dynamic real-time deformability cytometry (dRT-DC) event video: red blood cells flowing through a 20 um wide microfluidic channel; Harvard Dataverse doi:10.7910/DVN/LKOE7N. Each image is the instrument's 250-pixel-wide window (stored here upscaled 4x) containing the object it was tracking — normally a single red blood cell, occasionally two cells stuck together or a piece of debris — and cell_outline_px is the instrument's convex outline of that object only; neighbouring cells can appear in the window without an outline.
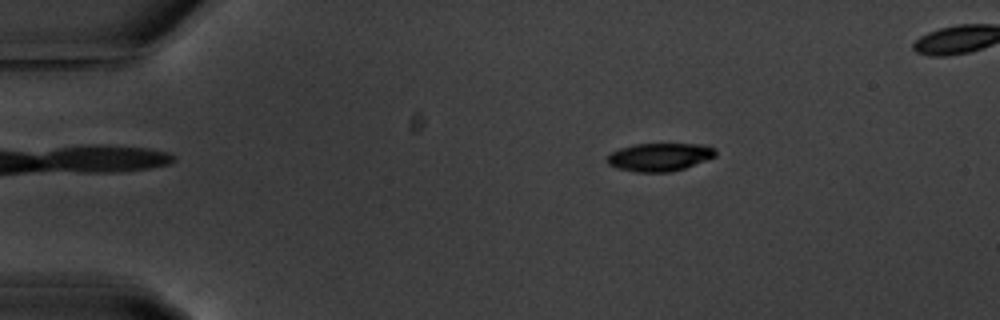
{"species": "common noctule bat (a hibernating species)", "species_latin": "Nyctalus noctula", "temperature_condition": "warm", "stored_images_in_passage": 5, "segment_of_instrument_passage": [1, 2], "camera_frame_rate_fps": 3000, "um_per_image_px": 0.085, "animal": {"sex": "male", "body_mass_g": 20.1, "forearm_length_mm": 53.5}, "frame": {"image": 1, "passage_image": 2, "time_ms": 1.333, "image_size_px": [1000, 320], "cell_outline_px": [[716, 156], [708, 160], [672, 172], [636, 172], [616, 168], [608, 164], [608, 156], [612, 152], [620, 148], [636, 144], [708, 144], [716, 148]], "centroid_in_image_um": [56.12, 13.34], "position_along_channel_um": 28.9, "area_um2": 17.86}}